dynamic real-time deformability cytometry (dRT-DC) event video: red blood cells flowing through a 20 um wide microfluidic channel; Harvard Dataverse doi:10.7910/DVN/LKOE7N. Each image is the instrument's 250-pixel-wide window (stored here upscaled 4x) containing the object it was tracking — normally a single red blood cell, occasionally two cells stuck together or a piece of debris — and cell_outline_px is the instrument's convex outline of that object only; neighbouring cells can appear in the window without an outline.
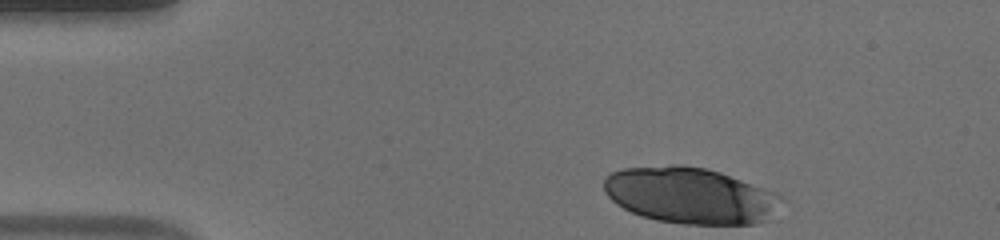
{"species": "human", "species_latin": "Homo sapiens", "temperature_condition": "warm", "stored_images_in_passage": 45, "camera_frame_rate_fps": 3000, "um_per_image_px": 0.085, "donor": {"sex": "male"}, "frame": {"image": 1, "passage_image": 1, "time_ms": 0.0, "image_size_px": [1000, 240], "cell_outline_px": [[788, 200], [768, 220], [756, 224], [684, 224], [656, 220], [640, 216], [616, 204], [604, 192], [604, 176], [612, 172], [624, 168], [672, 164], [680, 164], [708, 168], [720, 172], [776, 192]], "centroid_in_image_um": [58.72, 16.61], "position_along_channel_um": 26.3, "area_um2": 59.01}}